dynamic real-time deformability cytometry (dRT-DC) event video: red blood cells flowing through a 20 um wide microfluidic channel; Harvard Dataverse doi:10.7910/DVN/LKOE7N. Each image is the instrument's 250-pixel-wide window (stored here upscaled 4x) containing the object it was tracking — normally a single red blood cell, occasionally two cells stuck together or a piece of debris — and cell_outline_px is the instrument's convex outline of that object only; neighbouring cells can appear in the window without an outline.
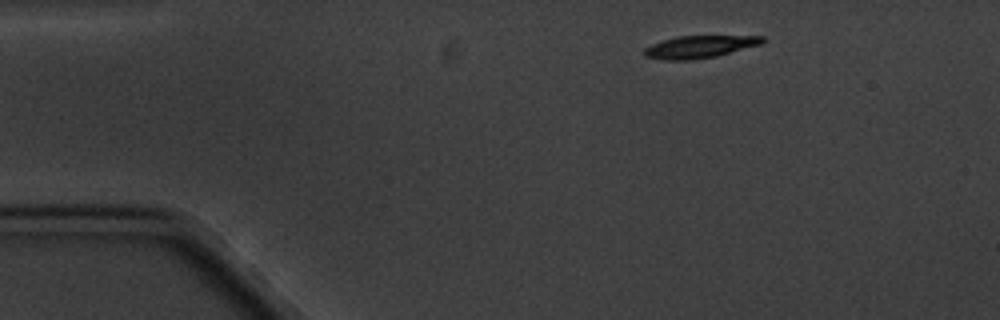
{"species": "common noctule bat (a hibernating species)", "species_latin": "Nyctalus noctula", "temperature_condition": "cold", "stored_images_in_passage": 3, "camera_frame_rate_fps": 3000, "um_per_image_px": 0.085, "animal": {"sex": "male", "body_mass_g": 20.1, "forearm_length_mm": 53.5}, "frame": {"image": 1, "passage_image": 1, "time_ms": 0.0, "image_size_px": [1000, 320], "cell_outline_px": [[764, 40], [760, 44], [716, 56], [692, 60], [664, 60], [644, 56], [644, 48], [652, 44], [676, 36], [764, 36]], "centroid_in_image_um": [59.42, 3.98], "position_along_channel_um": 25.6, "area_um2": 15.2}}